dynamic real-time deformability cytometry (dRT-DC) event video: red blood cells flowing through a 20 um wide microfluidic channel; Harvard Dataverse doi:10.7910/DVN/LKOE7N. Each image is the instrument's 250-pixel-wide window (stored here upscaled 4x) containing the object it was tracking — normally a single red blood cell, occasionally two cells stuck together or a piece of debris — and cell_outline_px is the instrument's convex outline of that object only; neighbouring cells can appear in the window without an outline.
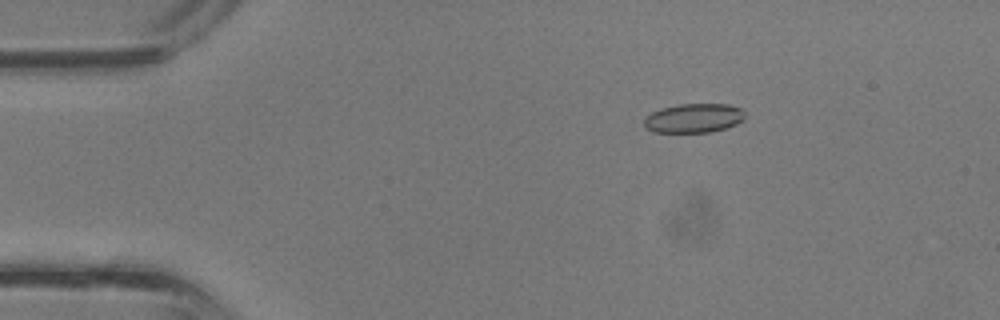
{"species": "common noctule bat (a hibernating species)", "species_latin": "Nyctalus noctula", "temperature_condition": "room temperature", "stored_images_in_passage": 35, "camera_frame_rate_fps": 3000, "um_per_image_px": 0.085, "animal": {"sex": "male", "body_mass_g": 13.3}, "frame": {"image": 1, "passage_image": 4, "time_ms": 1.0, "image_size_px": [1000, 320], "cell_outline_px": [[744, 120], [736, 124], [724, 128], [708, 132], [652, 132], [644, 128], [644, 120], [652, 112], [660, 108], [680, 104], [728, 104], [740, 108], [744, 112]], "centroid_in_image_um": [58.95, 10.04], "position_along_channel_um": 26.1, "area_um2": 17.11}}
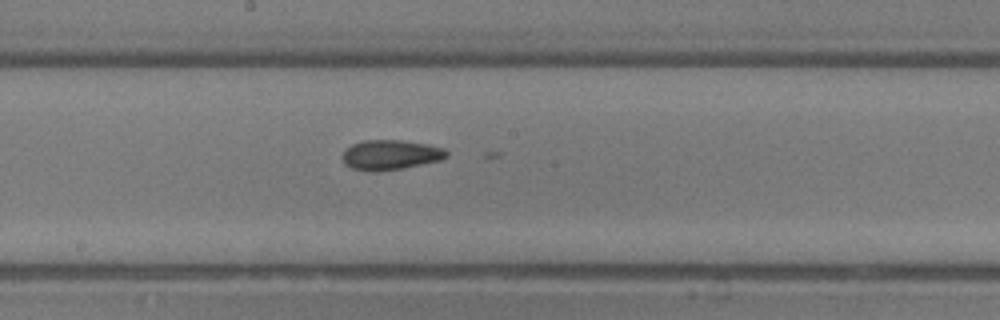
{"frame": {"image": 2, "passage_image": 18, "time_ms": 5.667, "image_size_px": [1000, 320], "cell_outline_px": [[448, 156], [440, 160], [404, 168], [372, 172], [352, 168], [344, 164], [344, 152], [352, 144], [364, 140], [400, 140], [428, 144], [444, 148], [448, 152]], "centroid_in_image_um": [33.22, 13.16], "position_along_channel_um": 215.0, "area_um2": 18.03}}
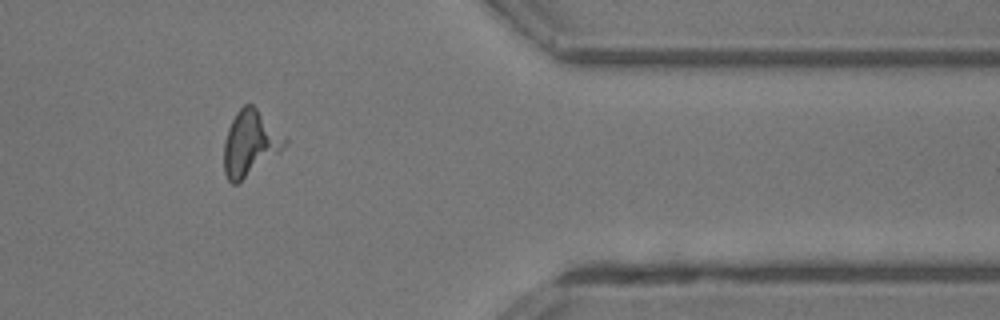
{"frame": {"image": 3, "passage_image": 29, "time_ms": 9.333, "image_size_px": [1000, 320], "cell_outline_px": [[288, 140], [280, 152], [236, 184], [232, 184], [228, 180], [224, 172], [224, 140], [228, 128], [236, 112], [244, 104], [252, 104]], "centroid_in_image_um": [21.23, 12.18], "position_along_channel_um": 390.2, "area_um2": 22.72}}